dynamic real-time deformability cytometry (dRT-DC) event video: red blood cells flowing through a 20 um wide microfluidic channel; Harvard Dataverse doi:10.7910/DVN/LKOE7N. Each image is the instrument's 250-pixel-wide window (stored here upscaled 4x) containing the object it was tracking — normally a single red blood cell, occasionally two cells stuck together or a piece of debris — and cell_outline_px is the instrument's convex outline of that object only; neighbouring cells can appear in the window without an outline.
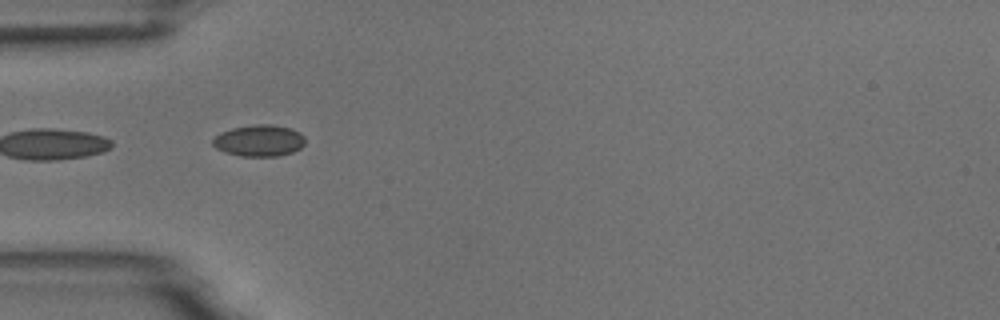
{"species": "common noctule bat (a hibernating species)", "species_latin": "Nyctalus noctula", "temperature_condition": "room temperature", "stored_images_in_passage": 6, "camera_frame_rate_fps": 3000, "um_per_image_px": 0.085, "animal": {"sex": "male", "body_mass_g": 18.8}, "frame": {"image": 1, "passage_image": 2, "time_ms": 1.0, "image_size_px": [1000, 320], "cell_outline_px": [[304, 144], [300, 148], [292, 152], [276, 156], [240, 156], [224, 152], [216, 148], [212, 144], [212, 140], [220, 132], [232, 128], [252, 124], [272, 124], [292, 128], [300, 132], [304, 136]], "centroid_in_image_um": [22.02, 11.94], "position_along_channel_um": 63.0, "area_um2": 17.11}}
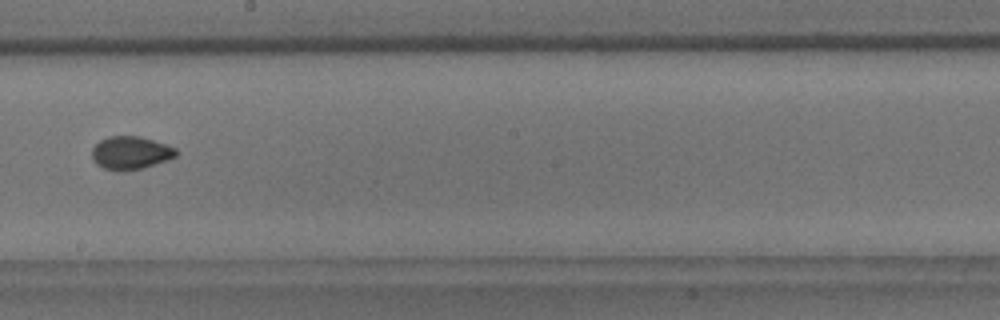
{"frame": {"image": 2, "passage_image": 6, "time_ms": 5.667, "image_size_px": [1000, 320], "cell_outline_px": [[180, 152], [176, 156], [168, 160], [144, 168], [104, 168], [96, 164], [92, 156], [92, 148], [100, 140], [108, 136], [140, 136], [176, 148]], "centroid_in_image_um": [11.14, 12.95], "position_along_channel_um": 237.1, "area_um2": 15.78}}